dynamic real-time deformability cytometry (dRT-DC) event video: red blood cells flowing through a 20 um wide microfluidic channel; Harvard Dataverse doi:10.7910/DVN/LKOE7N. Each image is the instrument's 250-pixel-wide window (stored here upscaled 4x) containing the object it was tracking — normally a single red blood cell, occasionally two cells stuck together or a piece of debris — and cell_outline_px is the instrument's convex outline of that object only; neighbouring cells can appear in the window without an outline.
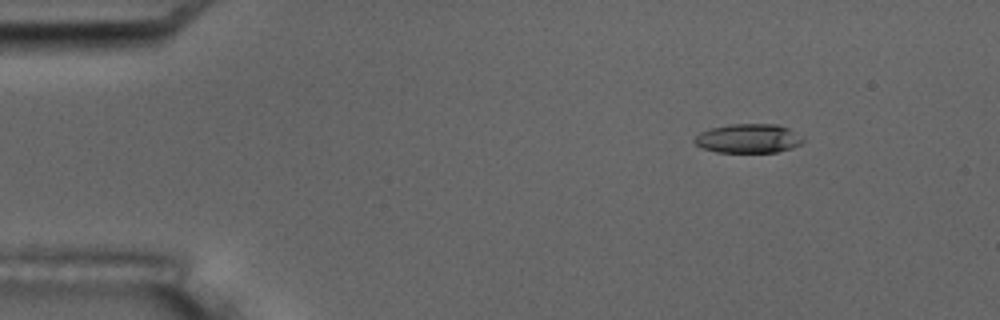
{"species": "common noctule bat (a hibernating species)", "species_latin": "Nyctalus noctula", "temperature_condition": "room temperature", "stored_images_in_passage": 6, "camera_frame_rate_fps": 3000, "um_per_image_px": 0.085, "animal": {"sex": "male", "body_mass_g": 17.5, "forearm_length_mm": 52.3}, "frame": {"image": 1, "passage_image": 3, "time_ms": 2.333, "image_size_px": [1000, 320], "cell_outline_px": [[804, 140], [800, 144], [792, 148], [776, 152], [716, 152], [704, 148], [696, 144], [692, 140], [700, 132], [712, 128], [728, 124], [776, 124], [788, 128]], "centroid_in_image_um": [63.58, 11.77], "position_along_channel_um": 21.4, "area_um2": 18.21}}